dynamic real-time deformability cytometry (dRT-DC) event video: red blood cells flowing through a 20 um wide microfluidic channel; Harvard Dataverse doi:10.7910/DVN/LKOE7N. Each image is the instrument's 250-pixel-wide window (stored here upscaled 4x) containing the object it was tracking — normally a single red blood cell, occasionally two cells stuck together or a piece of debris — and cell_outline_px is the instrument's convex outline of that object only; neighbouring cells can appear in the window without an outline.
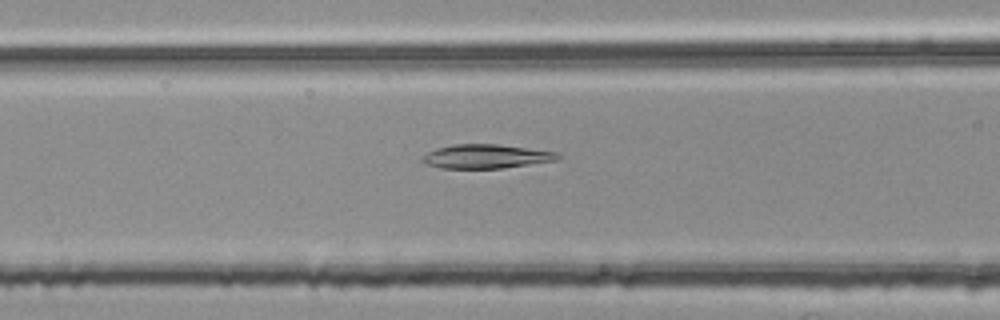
{"species": "common noctule bat (a hibernating species)", "species_latin": "Nyctalus noctula", "temperature_condition": "room temperature", "stored_images_in_passage": 42, "camera_frame_rate_fps": 3000, "um_per_image_px": 0.085, "animal": {"sex": "female", "body_mass_g": 25.1}, "frame": {"image": 1, "passage_image": 10, "time_ms": 3.0, "image_size_px": [1000, 320], "cell_outline_px": [[564, 156], [556, 160], [500, 168], [444, 168], [428, 164], [420, 160], [428, 152], [436, 148], [452, 144], [496, 144], [556, 152]], "centroid_in_image_um": [41.31, 13.28], "position_along_channel_um": 125.3, "area_um2": 18.61}}
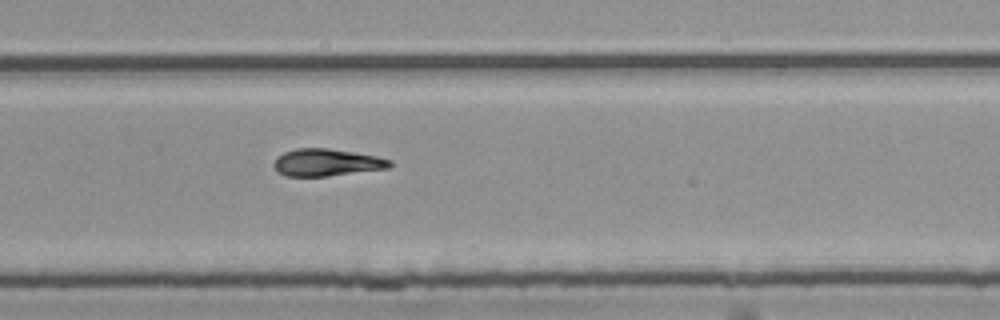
{"frame": {"image": 2, "passage_image": 24, "time_ms": 7.667, "image_size_px": [1000, 320], "cell_outline_px": [[392, 164], [388, 168], [328, 176], [284, 176], [276, 172], [272, 164], [276, 156], [284, 152], [296, 148], [328, 148], [376, 156], [392, 160]], "centroid_in_image_um": [27.7, 13.81], "position_along_channel_um": 302.1, "area_um2": 18.5}}
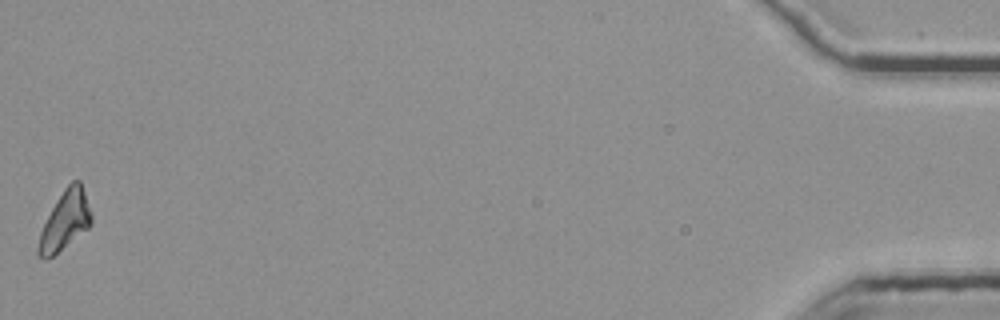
{"frame": {"image": 3, "passage_image": 42, "time_ms": 13.667, "image_size_px": [1000, 320], "cell_outline_px": [[92, 224], [88, 228], [52, 256], [44, 260], [36, 252], [36, 248], [40, 232], [56, 200], [64, 188], [72, 180], [80, 180], [92, 216]], "centroid_in_image_um": [5.51, 18.75], "position_along_channel_um": 429.7, "area_um2": 17.86}}